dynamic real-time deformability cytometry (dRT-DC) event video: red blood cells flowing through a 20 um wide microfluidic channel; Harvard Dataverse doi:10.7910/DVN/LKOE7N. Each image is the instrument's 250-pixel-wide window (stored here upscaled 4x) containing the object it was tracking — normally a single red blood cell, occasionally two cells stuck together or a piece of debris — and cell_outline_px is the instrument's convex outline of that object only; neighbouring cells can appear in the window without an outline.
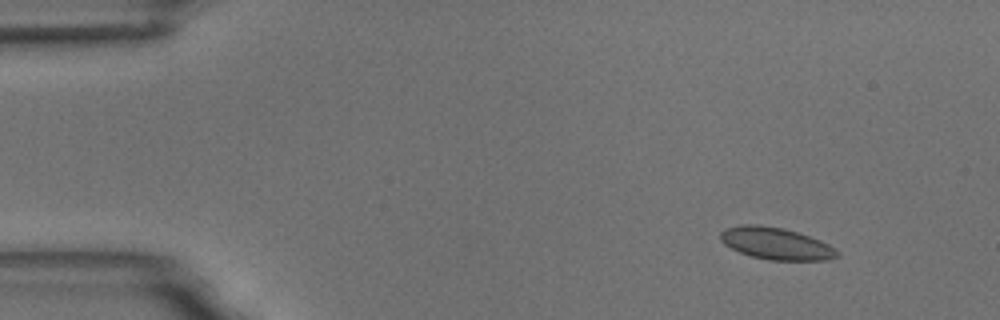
{"species": "common noctule bat (a hibernating species)", "species_latin": "Nyctalus noctula", "temperature_condition": "room temperature", "stored_images_in_passage": 4, "camera_frame_rate_fps": 3000, "um_per_image_px": 0.085, "animal": {"sex": "male", "body_mass_g": 18.8}, "frame": {"image": 1, "passage_image": 1, "time_ms": 0.0, "image_size_px": [1000, 320], "cell_outline_px": [[840, 256], [828, 260], [768, 260], [752, 256], [740, 252], [724, 244], [720, 240], [720, 232], [724, 228], [740, 224], [756, 224], [784, 228], [820, 240], [828, 244], [840, 252]], "centroid_in_image_um": [65.95, 20.69], "position_along_channel_um": 19.1, "area_um2": 21.85}}
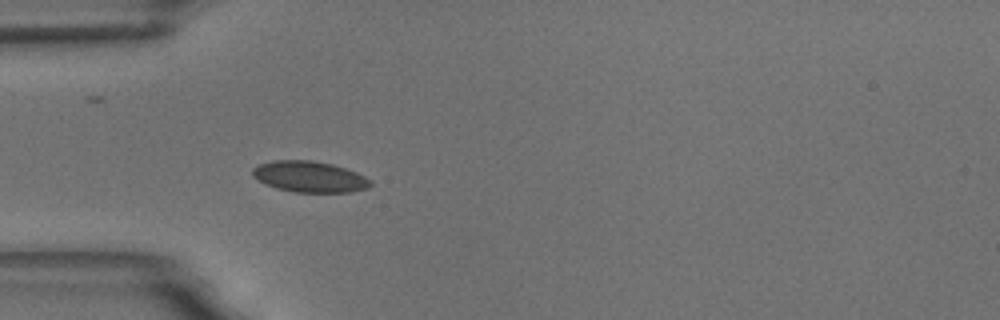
{"frame": {"image": 2, "passage_image": 4, "time_ms": 3.667, "image_size_px": [1000, 320], "cell_outline_px": [[372, 184], [368, 188], [352, 192], [296, 192], [276, 188], [264, 184], [252, 176], [252, 168], [260, 164], [272, 160], [312, 160], [332, 164], [356, 172], [372, 180]], "centroid_in_image_um": [26.3, 15.02], "position_along_channel_um": 58.7, "area_um2": 21.44}}